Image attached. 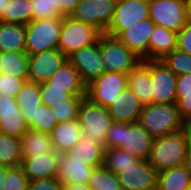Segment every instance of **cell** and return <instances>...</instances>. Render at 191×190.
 Masks as SVG:
<instances>
[{"label": "cell", "instance_id": "cell-31", "mask_svg": "<svg viewBox=\"0 0 191 190\" xmlns=\"http://www.w3.org/2000/svg\"><path fill=\"white\" fill-rule=\"evenodd\" d=\"M33 20L32 4L30 0H10L0 18L1 22L27 25Z\"/></svg>", "mask_w": 191, "mask_h": 190}, {"label": "cell", "instance_id": "cell-32", "mask_svg": "<svg viewBox=\"0 0 191 190\" xmlns=\"http://www.w3.org/2000/svg\"><path fill=\"white\" fill-rule=\"evenodd\" d=\"M141 159L120 148H105L103 166L115 175L136 165Z\"/></svg>", "mask_w": 191, "mask_h": 190}, {"label": "cell", "instance_id": "cell-44", "mask_svg": "<svg viewBox=\"0 0 191 190\" xmlns=\"http://www.w3.org/2000/svg\"><path fill=\"white\" fill-rule=\"evenodd\" d=\"M62 184L57 177L29 180L28 190H61Z\"/></svg>", "mask_w": 191, "mask_h": 190}, {"label": "cell", "instance_id": "cell-53", "mask_svg": "<svg viewBox=\"0 0 191 190\" xmlns=\"http://www.w3.org/2000/svg\"><path fill=\"white\" fill-rule=\"evenodd\" d=\"M186 128L188 130L189 136L191 137V119L186 122Z\"/></svg>", "mask_w": 191, "mask_h": 190}, {"label": "cell", "instance_id": "cell-15", "mask_svg": "<svg viewBox=\"0 0 191 190\" xmlns=\"http://www.w3.org/2000/svg\"><path fill=\"white\" fill-rule=\"evenodd\" d=\"M28 129L16 97L0 95V133L21 138Z\"/></svg>", "mask_w": 191, "mask_h": 190}, {"label": "cell", "instance_id": "cell-47", "mask_svg": "<svg viewBox=\"0 0 191 190\" xmlns=\"http://www.w3.org/2000/svg\"><path fill=\"white\" fill-rule=\"evenodd\" d=\"M176 93H191V73L177 76Z\"/></svg>", "mask_w": 191, "mask_h": 190}, {"label": "cell", "instance_id": "cell-37", "mask_svg": "<svg viewBox=\"0 0 191 190\" xmlns=\"http://www.w3.org/2000/svg\"><path fill=\"white\" fill-rule=\"evenodd\" d=\"M29 179L21 165L8 167L2 190H28Z\"/></svg>", "mask_w": 191, "mask_h": 190}, {"label": "cell", "instance_id": "cell-19", "mask_svg": "<svg viewBox=\"0 0 191 190\" xmlns=\"http://www.w3.org/2000/svg\"><path fill=\"white\" fill-rule=\"evenodd\" d=\"M60 154H37L30 158H22L21 166L29 180L49 179L57 177V160Z\"/></svg>", "mask_w": 191, "mask_h": 190}, {"label": "cell", "instance_id": "cell-7", "mask_svg": "<svg viewBox=\"0 0 191 190\" xmlns=\"http://www.w3.org/2000/svg\"><path fill=\"white\" fill-rule=\"evenodd\" d=\"M127 87V74L104 72L86 86V97L92 103L107 108Z\"/></svg>", "mask_w": 191, "mask_h": 190}, {"label": "cell", "instance_id": "cell-35", "mask_svg": "<svg viewBox=\"0 0 191 190\" xmlns=\"http://www.w3.org/2000/svg\"><path fill=\"white\" fill-rule=\"evenodd\" d=\"M85 98L86 96H72L70 99L64 100V103L51 107L56 122L78 119L79 108Z\"/></svg>", "mask_w": 191, "mask_h": 190}, {"label": "cell", "instance_id": "cell-9", "mask_svg": "<svg viewBox=\"0 0 191 190\" xmlns=\"http://www.w3.org/2000/svg\"><path fill=\"white\" fill-rule=\"evenodd\" d=\"M116 2L117 0H80L71 17L104 34L112 22Z\"/></svg>", "mask_w": 191, "mask_h": 190}, {"label": "cell", "instance_id": "cell-21", "mask_svg": "<svg viewBox=\"0 0 191 190\" xmlns=\"http://www.w3.org/2000/svg\"><path fill=\"white\" fill-rule=\"evenodd\" d=\"M104 145L95 143L90 136L81 134L80 140L64 154L71 159L84 161L86 166L97 168L103 165Z\"/></svg>", "mask_w": 191, "mask_h": 190}, {"label": "cell", "instance_id": "cell-39", "mask_svg": "<svg viewBox=\"0 0 191 190\" xmlns=\"http://www.w3.org/2000/svg\"><path fill=\"white\" fill-rule=\"evenodd\" d=\"M56 124L57 122L55 116L52 114V109L49 106L42 104L38 109L34 123L29 129L50 133Z\"/></svg>", "mask_w": 191, "mask_h": 190}, {"label": "cell", "instance_id": "cell-34", "mask_svg": "<svg viewBox=\"0 0 191 190\" xmlns=\"http://www.w3.org/2000/svg\"><path fill=\"white\" fill-rule=\"evenodd\" d=\"M88 186L92 190H122L117 175L108 171L103 165L94 168Z\"/></svg>", "mask_w": 191, "mask_h": 190}, {"label": "cell", "instance_id": "cell-12", "mask_svg": "<svg viewBox=\"0 0 191 190\" xmlns=\"http://www.w3.org/2000/svg\"><path fill=\"white\" fill-rule=\"evenodd\" d=\"M67 60L58 48L28 56L27 81L38 84L47 82Z\"/></svg>", "mask_w": 191, "mask_h": 190}, {"label": "cell", "instance_id": "cell-29", "mask_svg": "<svg viewBox=\"0 0 191 190\" xmlns=\"http://www.w3.org/2000/svg\"><path fill=\"white\" fill-rule=\"evenodd\" d=\"M190 185V175L184 165L162 171L157 176V190H187Z\"/></svg>", "mask_w": 191, "mask_h": 190}, {"label": "cell", "instance_id": "cell-20", "mask_svg": "<svg viewBox=\"0 0 191 190\" xmlns=\"http://www.w3.org/2000/svg\"><path fill=\"white\" fill-rule=\"evenodd\" d=\"M57 178L63 184H88L89 178L94 170L86 166L84 161L74 160L60 154L57 160Z\"/></svg>", "mask_w": 191, "mask_h": 190}, {"label": "cell", "instance_id": "cell-3", "mask_svg": "<svg viewBox=\"0 0 191 190\" xmlns=\"http://www.w3.org/2000/svg\"><path fill=\"white\" fill-rule=\"evenodd\" d=\"M64 16L32 20L26 25L25 53L30 56L58 48Z\"/></svg>", "mask_w": 191, "mask_h": 190}, {"label": "cell", "instance_id": "cell-41", "mask_svg": "<svg viewBox=\"0 0 191 190\" xmlns=\"http://www.w3.org/2000/svg\"><path fill=\"white\" fill-rule=\"evenodd\" d=\"M52 17L71 16L80 0H48Z\"/></svg>", "mask_w": 191, "mask_h": 190}, {"label": "cell", "instance_id": "cell-18", "mask_svg": "<svg viewBox=\"0 0 191 190\" xmlns=\"http://www.w3.org/2000/svg\"><path fill=\"white\" fill-rule=\"evenodd\" d=\"M143 106L138 97L127 87L107 109L114 122L134 123L138 122Z\"/></svg>", "mask_w": 191, "mask_h": 190}, {"label": "cell", "instance_id": "cell-38", "mask_svg": "<svg viewBox=\"0 0 191 190\" xmlns=\"http://www.w3.org/2000/svg\"><path fill=\"white\" fill-rule=\"evenodd\" d=\"M40 93L42 103L50 108L73 96L67 88L51 87V84H40Z\"/></svg>", "mask_w": 191, "mask_h": 190}, {"label": "cell", "instance_id": "cell-17", "mask_svg": "<svg viewBox=\"0 0 191 190\" xmlns=\"http://www.w3.org/2000/svg\"><path fill=\"white\" fill-rule=\"evenodd\" d=\"M153 138L138 123H123L122 145L120 149L141 160H147L152 149Z\"/></svg>", "mask_w": 191, "mask_h": 190}, {"label": "cell", "instance_id": "cell-14", "mask_svg": "<svg viewBox=\"0 0 191 190\" xmlns=\"http://www.w3.org/2000/svg\"><path fill=\"white\" fill-rule=\"evenodd\" d=\"M157 176L147 160H140L117 174L122 190H157Z\"/></svg>", "mask_w": 191, "mask_h": 190}, {"label": "cell", "instance_id": "cell-16", "mask_svg": "<svg viewBox=\"0 0 191 190\" xmlns=\"http://www.w3.org/2000/svg\"><path fill=\"white\" fill-rule=\"evenodd\" d=\"M154 23L148 18L121 31L116 38L142 60H148L149 38Z\"/></svg>", "mask_w": 191, "mask_h": 190}, {"label": "cell", "instance_id": "cell-13", "mask_svg": "<svg viewBox=\"0 0 191 190\" xmlns=\"http://www.w3.org/2000/svg\"><path fill=\"white\" fill-rule=\"evenodd\" d=\"M68 61L78 70L81 81L87 86L105 72L100 54L99 40L83 47L68 57Z\"/></svg>", "mask_w": 191, "mask_h": 190}, {"label": "cell", "instance_id": "cell-30", "mask_svg": "<svg viewBox=\"0 0 191 190\" xmlns=\"http://www.w3.org/2000/svg\"><path fill=\"white\" fill-rule=\"evenodd\" d=\"M2 74L17 78H27L28 55L25 52H1Z\"/></svg>", "mask_w": 191, "mask_h": 190}, {"label": "cell", "instance_id": "cell-11", "mask_svg": "<svg viewBox=\"0 0 191 190\" xmlns=\"http://www.w3.org/2000/svg\"><path fill=\"white\" fill-rule=\"evenodd\" d=\"M177 76L160 60H150V82L153 103H176Z\"/></svg>", "mask_w": 191, "mask_h": 190}, {"label": "cell", "instance_id": "cell-28", "mask_svg": "<svg viewBox=\"0 0 191 190\" xmlns=\"http://www.w3.org/2000/svg\"><path fill=\"white\" fill-rule=\"evenodd\" d=\"M26 25L0 21V52H25Z\"/></svg>", "mask_w": 191, "mask_h": 190}, {"label": "cell", "instance_id": "cell-45", "mask_svg": "<svg viewBox=\"0 0 191 190\" xmlns=\"http://www.w3.org/2000/svg\"><path fill=\"white\" fill-rule=\"evenodd\" d=\"M176 105L185 122L191 119V93H176Z\"/></svg>", "mask_w": 191, "mask_h": 190}, {"label": "cell", "instance_id": "cell-23", "mask_svg": "<svg viewBox=\"0 0 191 190\" xmlns=\"http://www.w3.org/2000/svg\"><path fill=\"white\" fill-rule=\"evenodd\" d=\"M42 84L51 87L67 88L73 96H86V85L81 81L78 70L67 60L59 69Z\"/></svg>", "mask_w": 191, "mask_h": 190}, {"label": "cell", "instance_id": "cell-27", "mask_svg": "<svg viewBox=\"0 0 191 190\" xmlns=\"http://www.w3.org/2000/svg\"><path fill=\"white\" fill-rule=\"evenodd\" d=\"M22 158L54 152L49 133L28 129L20 138Z\"/></svg>", "mask_w": 191, "mask_h": 190}, {"label": "cell", "instance_id": "cell-25", "mask_svg": "<svg viewBox=\"0 0 191 190\" xmlns=\"http://www.w3.org/2000/svg\"><path fill=\"white\" fill-rule=\"evenodd\" d=\"M16 100L27 126L30 127L34 123V119H36L38 109L43 104L40 84L26 80L18 92Z\"/></svg>", "mask_w": 191, "mask_h": 190}, {"label": "cell", "instance_id": "cell-22", "mask_svg": "<svg viewBox=\"0 0 191 190\" xmlns=\"http://www.w3.org/2000/svg\"><path fill=\"white\" fill-rule=\"evenodd\" d=\"M128 87L143 105L153 103L150 82V60H141L127 73Z\"/></svg>", "mask_w": 191, "mask_h": 190}, {"label": "cell", "instance_id": "cell-2", "mask_svg": "<svg viewBox=\"0 0 191 190\" xmlns=\"http://www.w3.org/2000/svg\"><path fill=\"white\" fill-rule=\"evenodd\" d=\"M138 123L155 139L186 128L176 103L144 105Z\"/></svg>", "mask_w": 191, "mask_h": 190}, {"label": "cell", "instance_id": "cell-4", "mask_svg": "<svg viewBox=\"0 0 191 190\" xmlns=\"http://www.w3.org/2000/svg\"><path fill=\"white\" fill-rule=\"evenodd\" d=\"M102 33L95 27L78 21L71 16L64 17L58 49L68 58L83 47L96 43Z\"/></svg>", "mask_w": 191, "mask_h": 190}, {"label": "cell", "instance_id": "cell-42", "mask_svg": "<svg viewBox=\"0 0 191 190\" xmlns=\"http://www.w3.org/2000/svg\"><path fill=\"white\" fill-rule=\"evenodd\" d=\"M123 123L113 122L105 135L104 148H120L122 145Z\"/></svg>", "mask_w": 191, "mask_h": 190}, {"label": "cell", "instance_id": "cell-8", "mask_svg": "<svg viewBox=\"0 0 191 190\" xmlns=\"http://www.w3.org/2000/svg\"><path fill=\"white\" fill-rule=\"evenodd\" d=\"M149 19L167 30L178 33L185 25V0H149Z\"/></svg>", "mask_w": 191, "mask_h": 190}, {"label": "cell", "instance_id": "cell-50", "mask_svg": "<svg viewBox=\"0 0 191 190\" xmlns=\"http://www.w3.org/2000/svg\"><path fill=\"white\" fill-rule=\"evenodd\" d=\"M7 168V166L0 165V190H2L3 187Z\"/></svg>", "mask_w": 191, "mask_h": 190}, {"label": "cell", "instance_id": "cell-24", "mask_svg": "<svg viewBox=\"0 0 191 190\" xmlns=\"http://www.w3.org/2000/svg\"><path fill=\"white\" fill-rule=\"evenodd\" d=\"M82 134L78 119L57 123L49 133L54 150L58 154L65 153L75 145Z\"/></svg>", "mask_w": 191, "mask_h": 190}, {"label": "cell", "instance_id": "cell-33", "mask_svg": "<svg viewBox=\"0 0 191 190\" xmlns=\"http://www.w3.org/2000/svg\"><path fill=\"white\" fill-rule=\"evenodd\" d=\"M20 138L0 133V165L16 167L22 163Z\"/></svg>", "mask_w": 191, "mask_h": 190}, {"label": "cell", "instance_id": "cell-6", "mask_svg": "<svg viewBox=\"0 0 191 190\" xmlns=\"http://www.w3.org/2000/svg\"><path fill=\"white\" fill-rule=\"evenodd\" d=\"M82 133L95 143L104 145L105 135L114 122L108 109L92 103L87 97L82 101L78 113Z\"/></svg>", "mask_w": 191, "mask_h": 190}, {"label": "cell", "instance_id": "cell-54", "mask_svg": "<svg viewBox=\"0 0 191 190\" xmlns=\"http://www.w3.org/2000/svg\"><path fill=\"white\" fill-rule=\"evenodd\" d=\"M0 59H1V52H0ZM1 63V61H0ZM2 74V68H1V64H0V75Z\"/></svg>", "mask_w": 191, "mask_h": 190}, {"label": "cell", "instance_id": "cell-52", "mask_svg": "<svg viewBox=\"0 0 191 190\" xmlns=\"http://www.w3.org/2000/svg\"><path fill=\"white\" fill-rule=\"evenodd\" d=\"M186 1V18L188 21H191V0Z\"/></svg>", "mask_w": 191, "mask_h": 190}, {"label": "cell", "instance_id": "cell-49", "mask_svg": "<svg viewBox=\"0 0 191 190\" xmlns=\"http://www.w3.org/2000/svg\"><path fill=\"white\" fill-rule=\"evenodd\" d=\"M184 166H185L186 170L188 171V173L190 175V179H191V139L187 146Z\"/></svg>", "mask_w": 191, "mask_h": 190}, {"label": "cell", "instance_id": "cell-43", "mask_svg": "<svg viewBox=\"0 0 191 190\" xmlns=\"http://www.w3.org/2000/svg\"><path fill=\"white\" fill-rule=\"evenodd\" d=\"M177 49L191 55V21H186L177 33Z\"/></svg>", "mask_w": 191, "mask_h": 190}, {"label": "cell", "instance_id": "cell-26", "mask_svg": "<svg viewBox=\"0 0 191 190\" xmlns=\"http://www.w3.org/2000/svg\"><path fill=\"white\" fill-rule=\"evenodd\" d=\"M177 49V33L154 25L149 38L148 60H161Z\"/></svg>", "mask_w": 191, "mask_h": 190}, {"label": "cell", "instance_id": "cell-46", "mask_svg": "<svg viewBox=\"0 0 191 190\" xmlns=\"http://www.w3.org/2000/svg\"><path fill=\"white\" fill-rule=\"evenodd\" d=\"M32 4L33 20L50 19V2L48 0H30Z\"/></svg>", "mask_w": 191, "mask_h": 190}, {"label": "cell", "instance_id": "cell-40", "mask_svg": "<svg viewBox=\"0 0 191 190\" xmlns=\"http://www.w3.org/2000/svg\"><path fill=\"white\" fill-rule=\"evenodd\" d=\"M27 78H17L6 74L0 75V95L16 97Z\"/></svg>", "mask_w": 191, "mask_h": 190}, {"label": "cell", "instance_id": "cell-10", "mask_svg": "<svg viewBox=\"0 0 191 190\" xmlns=\"http://www.w3.org/2000/svg\"><path fill=\"white\" fill-rule=\"evenodd\" d=\"M149 18V0H117L106 35L116 37L121 31Z\"/></svg>", "mask_w": 191, "mask_h": 190}, {"label": "cell", "instance_id": "cell-5", "mask_svg": "<svg viewBox=\"0 0 191 190\" xmlns=\"http://www.w3.org/2000/svg\"><path fill=\"white\" fill-rule=\"evenodd\" d=\"M100 54L105 72L127 74L142 60L116 37L106 34L100 36Z\"/></svg>", "mask_w": 191, "mask_h": 190}, {"label": "cell", "instance_id": "cell-51", "mask_svg": "<svg viewBox=\"0 0 191 190\" xmlns=\"http://www.w3.org/2000/svg\"><path fill=\"white\" fill-rule=\"evenodd\" d=\"M10 0H0V18L3 15V12H6V7Z\"/></svg>", "mask_w": 191, "mask_h": 190}, {"label": "cell", "instance_id": "cell-1", "mask_svg": "<svg viewBox=\"0 0 191 190\" xmlns=\"http://www.w3.org/2000/svg\"><path fill=\"white\" fill-rule=\"evenodd\" d=\"M190 139L187 128L155 138L147 162L157 173L184 165Z\"/></svg>", "mask_w": 191, "mask_h": 190}, {"label": "cell", "instance_id": "cell-36", "mask_svg": "<svg viewBox=\"0 0 191 190\" xmlns=\"http://www.w3.org/2000/svg\"><path fill=\"white\" fill-rule=\"evenodd\" d=\"M160 61L176 76L191 73V55L179 49L166 54Z\"/></svg>", "mask_w": 191, "mask_h": 190}, {"label": "cell", "instance_id": "cell-48", "mask_svg": "<svg viewBox=\"0 0 191 190\" xmlns=\"http://www.w3.org/2000/svg\"><path fill=\"white\" fill-rule=\"evenodd\" d=\"M61 190H92L88 184H63Z\"/></svg>", "mask_w": 191, "mask_h": 190}]
</instances>
